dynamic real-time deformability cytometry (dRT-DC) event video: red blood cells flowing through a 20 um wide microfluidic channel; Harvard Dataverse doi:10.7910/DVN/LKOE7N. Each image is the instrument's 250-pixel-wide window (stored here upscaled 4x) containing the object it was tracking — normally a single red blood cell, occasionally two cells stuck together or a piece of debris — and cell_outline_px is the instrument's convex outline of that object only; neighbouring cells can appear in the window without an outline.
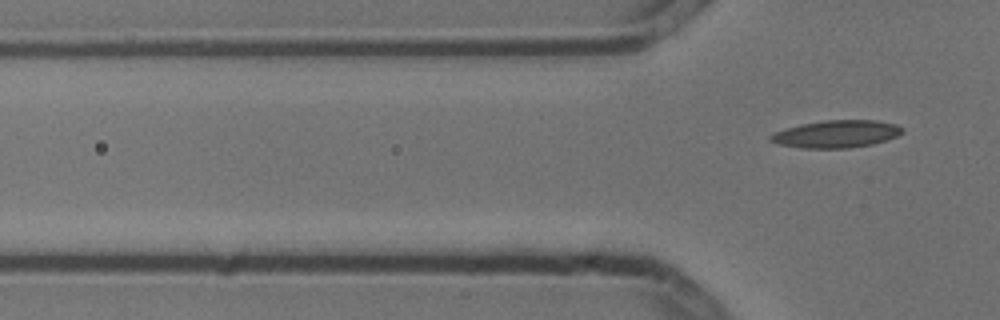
{"species": "common noctule bat (a hibernating species)", "species_latin": "Nyctalus noctula", "temperature_condition": "cold", "stored_images_in_passage": 5, "camera_frame_rate_fps": 3000, "um_per_image_px": 0.085, "animal": {"sex": "male", "body_mass_g": 13.3}, "frame": {"image": 1, "passage_image": 5, "time_ms": 1.333, "image_size_px": [1000, 320], "cell_outline_px": [[904, 132], [888, 140], [872, 144], [848, 148], [800, 148], [780, 144], [768, 140], [768, 136], [784, 128], [800, 124], [824, 120], [876, 120], [896, 124], [904, 128]], "centroid_in_image_um": [71.1, 11.38], "position_along_channel_um": 54.7, "area_um2": 21.21}}